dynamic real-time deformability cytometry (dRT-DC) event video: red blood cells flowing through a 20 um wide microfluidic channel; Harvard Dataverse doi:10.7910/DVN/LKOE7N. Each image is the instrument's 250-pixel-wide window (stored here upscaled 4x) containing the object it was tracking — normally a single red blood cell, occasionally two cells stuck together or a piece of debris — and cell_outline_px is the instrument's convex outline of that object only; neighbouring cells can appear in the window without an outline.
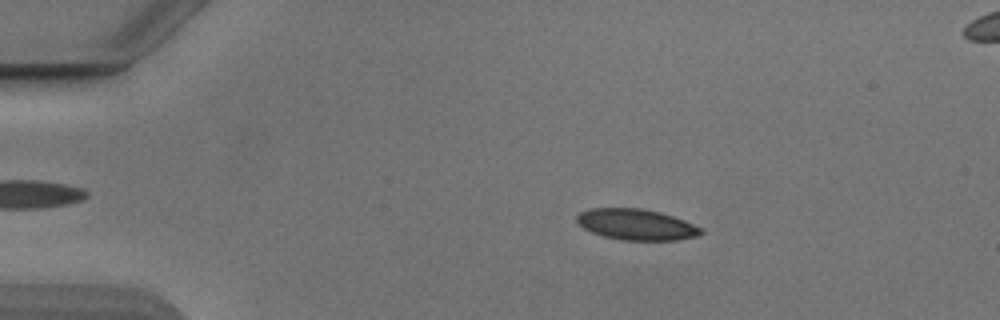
{"species": "Egyptian fruit bat (a non-hibernating species)", "species_latin": "Rousettus aegyptiacus", "temperature_condition": "cold", "stored_images_in_passage": 53, "camera_frame_rate_fps": 3000, "um_per_image_px": 0.085, "animal": {"sex": "male"}, "frame": {"image": 1, "passage_image": 10, "time_ms": 3.0, "image_size_px": [1000, 320], "cell_outline_px": [[704, 232], [700, 236], [676, 240], [620, 240], [604, 236], [592, 232], [584, 228], [576, 220], [576, 216], [580, 212], [592, 208], [640, 208], [660, 212], [684, 220], [700, 228]], "centroid_in_image_um": [54.09, 19.09], "position_along_channel_um": 30.9, "area_um2": 22.31}}
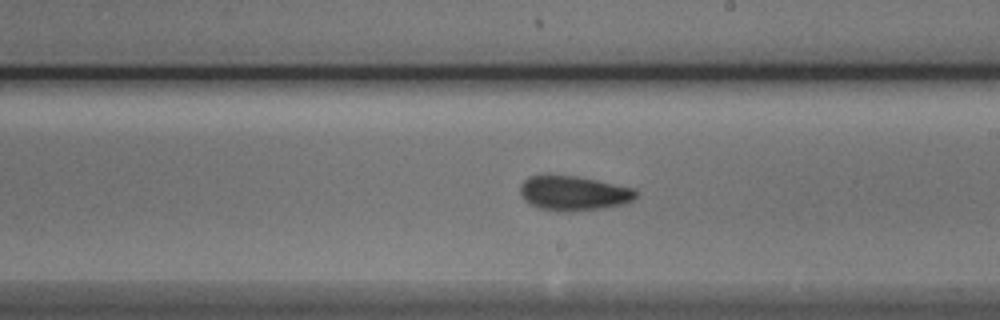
{"frame": {"image": 2, "passage_image": 31, "time_ms": 10.0, "image_size_px": [1000, 320], "cell_outline_px": [[640, 192], [632, 200], [624, 204], [600, 208], [572, 212], [560, 212], [540, 208], [524, 200], [520, 192], [520, 184], [528, 176], [544, 172], [552, 172], [576, 176], [636, 188]], "centroid_in_image_um": [48.72, 16.38], "position_along_channel_um": 240.3, "area_um2": 24.16}}
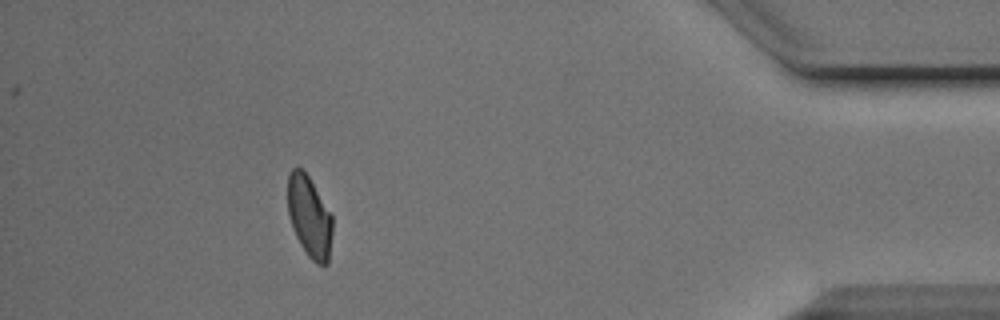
{"frame": {"image": 3, "passage_image": 48, "time_ms": 15.667, "image_size_px": [1000, 320], "cell_outline_px": [[332, 232], [328, 264], [316, 264], [308, 256], [300, 244], [296, 236], [288, 216], [288, 176], [292, 168], [300, 168], [308, 176], [332, 216]], "centroid_in_image_um": [26.29, 18.45], "position_along_channel_um": 408.9, "area_um2": 20.92}, "authors_computed_cell_mechanics": {"area_um2": 22.7154, "velocity_mm_per_s": 3.8644, "shape_relaxation_time_tau1_ms": 4.63, "shape_relaxation_time_tau2_ms": 2.1299, "deformation_change_tau1": 0.1383, "deformation_change_tau2": 0.0677}}